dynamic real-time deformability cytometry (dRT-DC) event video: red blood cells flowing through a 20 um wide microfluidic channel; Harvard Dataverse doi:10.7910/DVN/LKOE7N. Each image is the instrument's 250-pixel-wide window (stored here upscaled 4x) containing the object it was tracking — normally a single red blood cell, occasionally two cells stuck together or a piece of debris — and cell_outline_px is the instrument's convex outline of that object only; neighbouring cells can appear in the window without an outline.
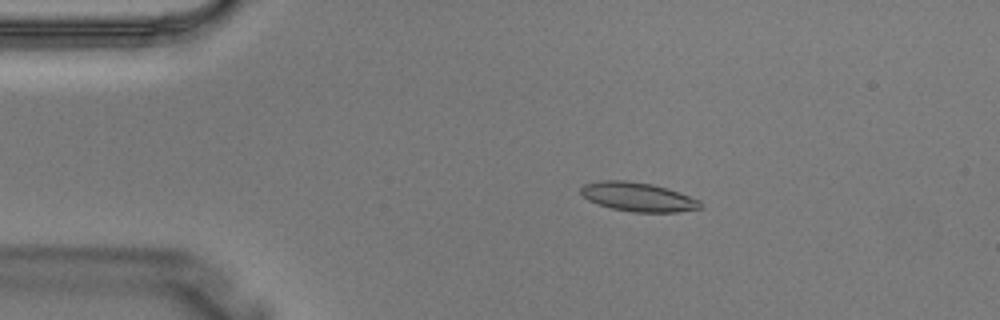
{"species": "Egyptian fruit bat (a non-hibernating species)", "species_latin": "Rousettus aegyptiacus", "temperature_condition": "warm", "stored_images_in_passage": 4, "camera_frame_rate_fps": 3000, "um_per_image_px": 0.085, "animal": {"sex": "male"}, "frame": {"image": 1, "passage_image": 3, "time_ms": 0.667, "image_size_px": [1000, 320], "cell_outline_px": [[700, 208], [676, 212], [632, 212], [612, 208], [588, 200], [580, 192], [580, 188], [584, 184], [600, 180], [624, 180], [652, 184], [668, 188], [700, 200]], "centroid_in_image_um": [54.21, 16.73], "position_along_channel_um": 30.8, "area_um2": 20.06}}